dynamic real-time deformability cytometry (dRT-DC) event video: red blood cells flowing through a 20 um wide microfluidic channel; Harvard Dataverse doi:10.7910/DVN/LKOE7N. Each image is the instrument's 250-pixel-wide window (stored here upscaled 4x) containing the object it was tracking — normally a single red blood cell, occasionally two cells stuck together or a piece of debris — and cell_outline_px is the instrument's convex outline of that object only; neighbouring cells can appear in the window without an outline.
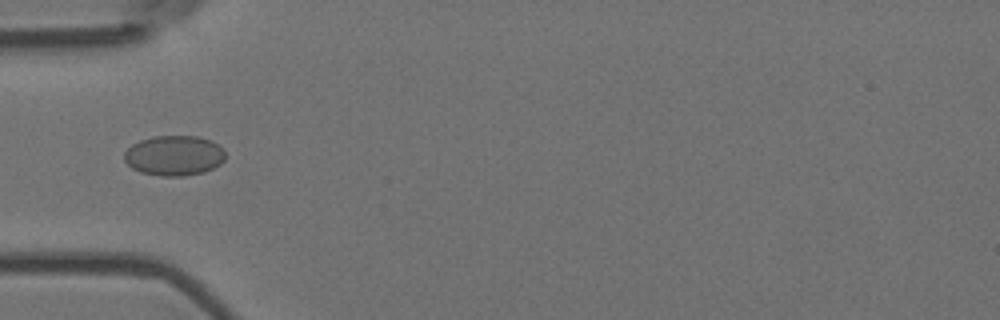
{"species": "Egyptian fruit bat (a non-hibernating species)", "species_latin": "Rousettus aegyptiacus", "temperature_condition": "room temperature", "stored_images_in_passage": 7, "camera_frame_rate_fps": 3000, "um_per_image_px": 0.085, "animal": {"sex": "female"}, "frame": {"image": 1, "passage_image": 1, "time_ms": 0.0, "image_size_px": [1000, 320], "cell_outline_px": [[224, 160], [220, 164], [204, 172], [184, 176], [160, 176], [140, 172], [132, 168], [124, 160], [124, 152], [132, 144], [140, 140], [152, 136], [196, 136], [212, 140], [224, 148]], "centroid_in_image_um": [14.8, 13.22], "position_along_channel_um": 70.2, "area_um2": 23.81}}
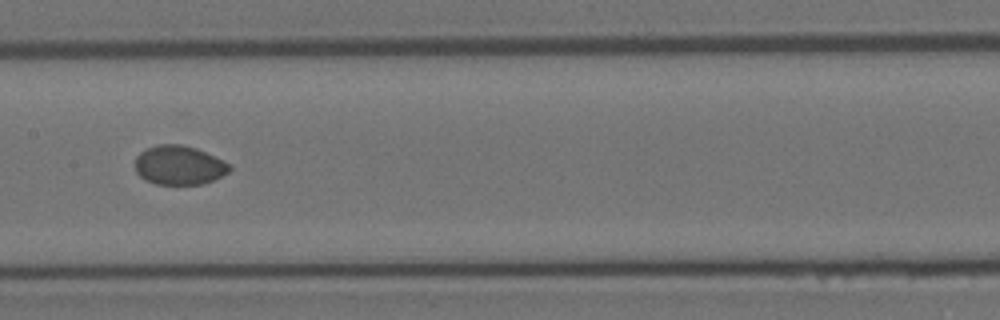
{"frame": {"image": 2, "passage_image": 4, "time_ms": 1.0, "image_size_px": [1000, 320], "cell_outline_px": [[232, 168], [228, 172], [204, 184], [156, 184], [144, 180], [136, 172], [136, 156], [144, 148], [156, 144], [184, 144], [196, 148], [228, 164]], "centroid_in_image_um": [15.16, 14.03], "position_along_channel_um": 192.2, "area_um2": 21.44}}
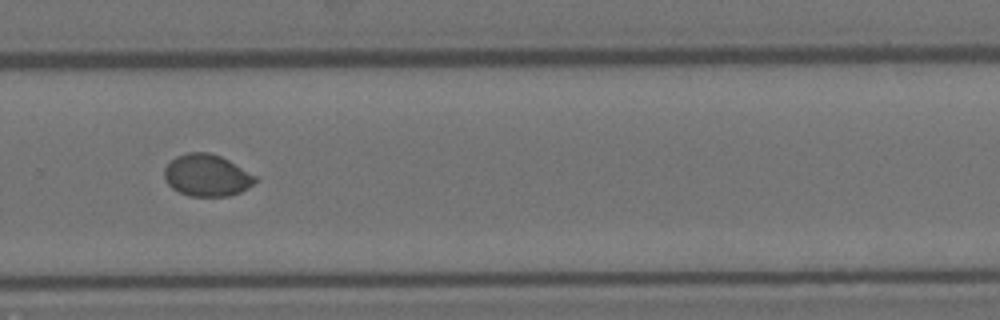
{"frame": {"image": 3, "passage_image": 7, "time_ms": 2.0, "image_size_px": [1000, 320], "cell_outline_px": [[260, 180], [248, 188], [240, 192], [228, 196], [188, 196], [172, 188], [164, 180], [164, 168], [176, 156], [188, 152], [208, 152], [220, 156], [260, 176]], "centroid_in_image_um": [17.63, 14.91], "position_along_channel_um": 312.2, "area_um2": 22.54}}